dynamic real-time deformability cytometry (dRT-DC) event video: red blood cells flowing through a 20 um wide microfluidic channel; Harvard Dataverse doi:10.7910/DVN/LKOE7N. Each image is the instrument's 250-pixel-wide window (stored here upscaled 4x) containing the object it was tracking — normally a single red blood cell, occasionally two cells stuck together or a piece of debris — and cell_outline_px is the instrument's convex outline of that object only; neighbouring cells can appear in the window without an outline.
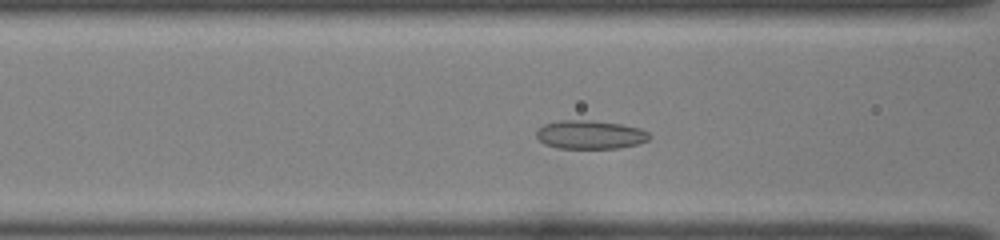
{"species": "common noctule bat (a hibernating species)", "species_latin": "Nyctalus noctula", "temperature_condition": "room temperature", "stored_images_in_passage": 42, "camera_frame_rate_fps": 3000, "um_per_image_px": 0.085, "animal": {"sex": "female", "body_mass_g": 22.0, "forearm_length_mm": 56.7}, "frame": {"image": 1, "passage_image": 13, "time_ms": 4.0, "image_size_px": [1000, 240], "cell_outline_px": [[652, 136], [648, 140], [636, 144], [616, 148], [560, 148], [544, 144], [536, 136], [536, 132], [544, 124], [560, 120], [592, 120], [620, 124], [640, 128], [648, 132]], "centroid_in_image_um": [50.17, 11.44], "position_along_channel_um": 116.4, "area_um2": 18.73}}
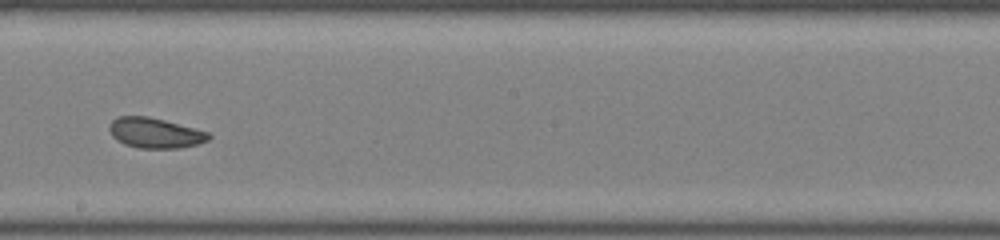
{"frame": {"image": 2, "passage_image": 22, "time_ms": 7.0, "image_size_px": [1000, 240], "cell_outline_px": [[212, 136], [208, 140], [196, 144], [180, 148], [140, 148], [124, 144], [112, 136], [108, 128], [112, 120], [120, 116], [148, 116], [164, 120], [208, 132]], "centroid_in_image_um": [13.16, 11.3], "position_along_channel_um": 235.0, "area_um2": 17.34}}
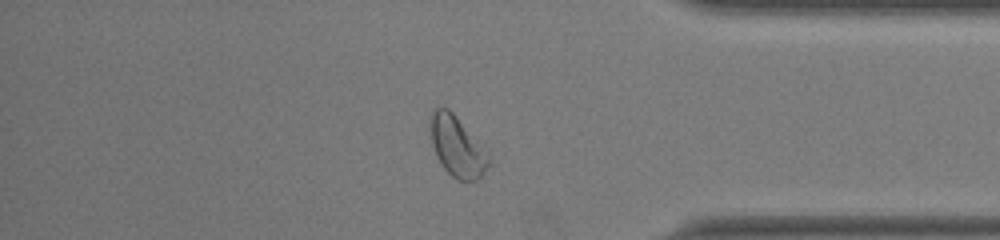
{"frame": {"image": 3, "passage_image": 35, "time_ms": 11.333, "image_size_px": [1000, 240], "cell_outline_px": [[488, 164], [480, 176], [476, 180], [456, 180], [440, 164], [436, 156], [432, 144], [432, 112], [436, 108], [448, 108], [456, 116], [488, 160]], "centroid_in_image_um": [38.77, 12.49], "position_along_channel_um": 396.4, "area_um2": 18.9}}